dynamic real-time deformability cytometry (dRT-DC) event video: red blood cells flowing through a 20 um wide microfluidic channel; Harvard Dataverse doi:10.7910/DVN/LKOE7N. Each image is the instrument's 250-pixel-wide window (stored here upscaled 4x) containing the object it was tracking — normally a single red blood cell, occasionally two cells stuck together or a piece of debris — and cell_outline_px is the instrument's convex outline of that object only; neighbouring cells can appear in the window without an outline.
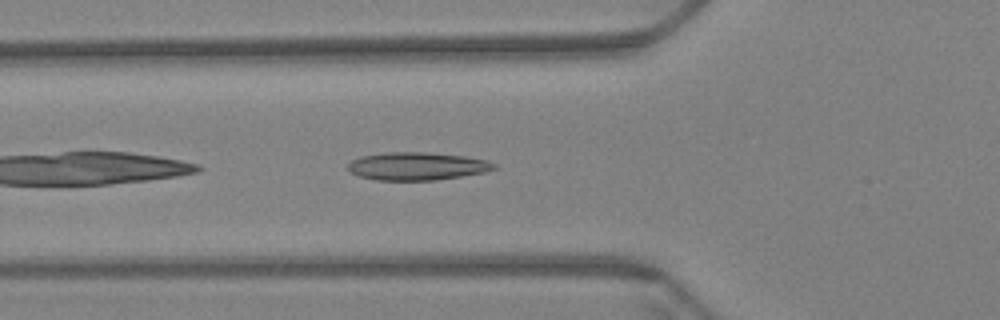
{"species": "Egyptian fruit bat (a non-hibernating species)", "species_latin": "Rousettus aegyptiacus", "temperature_condition": "warm", "stored_images_in_passage": 35, "camera_frame_rate_fps": 3000, "um_per_image_px": 0.085, "animal": {"sex": "female"}, "frame": {"image": 1, "passage_image": 4, "time_ms": 1.0, "image_size_px": [1000, 320], "cell_outline_px": [[496, 168], [484, 172], [436, 180], [376, 180], [360, 176], [352, 172], [348, 168], [348, 164], [352, 160], [360, 156], [384, 152], [424, 152], [464, 156], [488, 160], [496, 164]], "centroid_in_image_um": [35.44, 14.12], "position_along_channel_um": 90.4, "area_um2": 23.64}}
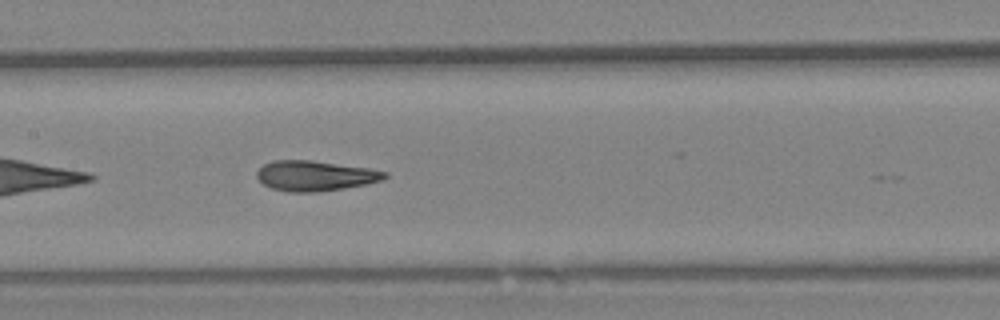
{"frame": {"image": 2, "passage_image": 12, "time_ms": 3.667, "image_size_px": [1000, 320], "cell_outline_px": [[388, 176], [384, 180], [344, 188], [316, 192], [288, 192], [272, 188], [264, 184], [256, 176], [256, 172], [264, 164], [276, 160], [312, 160], [368, 168], [388, 172]], "centroid_in_image_um": [26.8, 14.94], "position_along_channel_um": 180.6, "area_um2": 22.43}}
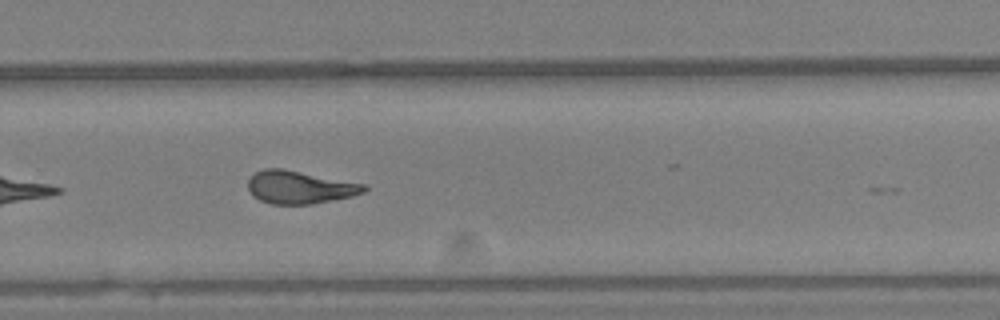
{"frame": {"image": 3, "passage_image": 23, "time_ms": 7.333, "image_size_px": [1000, 320], "cell_outline_px": [[368, 188], [364, 192], [352, 196], [312, 204], [272, 204], [260, 200], [252, 196], [248, 188], [248, 180], [256, 172], [264, 168], [284, 168], [368, 184]], "centroid_in_image_um": [25.5, 15.9], "position_along_channel_um": 304.3, "area_um2": 22.48}, "authors_computed_cell_mechanics": {"area_um2": 22.1952, "velocity_mm_per_s": 3.3923, "shape_relaxation_time_tau1_ms": 8.4832, "shape_relaxation_time_tau2_ms": 2.1452, "deformation_change_tau1": 0.2298, "deformation_change_tau2": 0.0944}}